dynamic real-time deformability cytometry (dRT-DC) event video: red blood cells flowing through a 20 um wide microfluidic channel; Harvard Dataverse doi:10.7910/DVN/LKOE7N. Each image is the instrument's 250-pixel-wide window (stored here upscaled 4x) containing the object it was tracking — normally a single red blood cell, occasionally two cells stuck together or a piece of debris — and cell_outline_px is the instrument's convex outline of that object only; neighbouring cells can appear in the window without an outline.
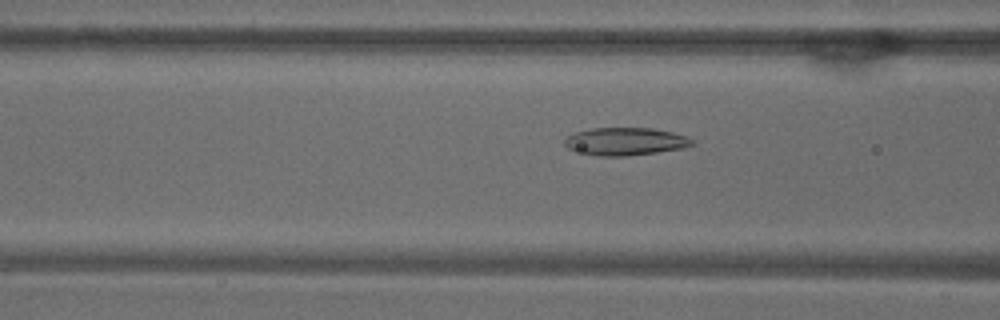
{"species": "common noctule bat (a hibernating species)", "species_latin": "Nyctalus noctula", "temperature_condition": "warm", "stored_images_in_passage": 53, "camera_frame_rate_fps": 3000, "um_per_image_px": 0.085, "animal": {"sex": "male", "body_mass_g": 18.8}, "frame": {"image": 1, "passage_image": 20, "time_ms": 6.333, "image_size_px": [1000, 320], "cell_outline_px": [[696, 144], [680, 148], [656, 152], [624, 156], [596, 156], [568, 148], [564, 144], [564, 140], [568, 136], [576, 132], [592, 128], [652, 128], [672, 132], [696, 140]], "centroid_in_image_um": [53.17, 12.02], "position_along_channel_um": 113.4, "area_um2": 20.4}}
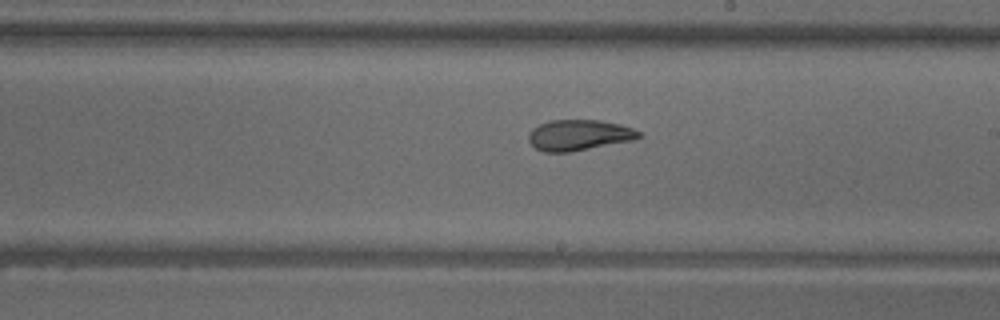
{"frame": {"image": 2, "passage_image": 30, "time_ms": 9.667, "image_size_px": [1000, 320], "cell_outline_px": [[644, 136], [636, 140], [568, 152], [544, 152], [536, 148], [528, 140], [528, 132], [532, 128], [548, 120], [600, 120], [620, 124], [632, 128], [640, 132]], "centroid_in_image_um": [49.23, 11.48], "position_along_channel_um": 239.8, "area_um2": 19.94}}
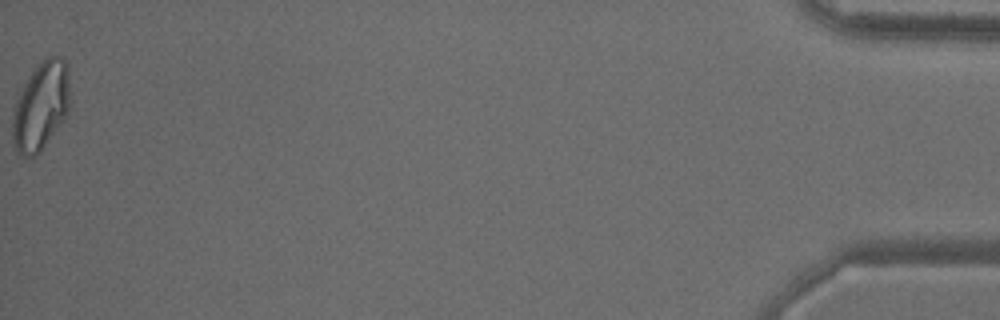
{"frame": {"image": 3, "passage_image": 53, "time_ms": 17.333, "image_size_px": [1000, 320], "cell_outline_px": [[68, 116], [40, 152], [36, 156], [24, 160], [16, 148], [12, 140], [12, 120], [16, 100], [24, 84], [32, 72], [44, 56], [60, 56], [64, 60], [68, 68]], "centroid_in_image_um": [3.47, 9.06], "position_along_channel_um": 431.7, "area_um2": 29.77}, "authors_computed_cell_mechanics": {"area_um2": 22.831, "velocity_mm_per_s": 3.7937, "shape_relaxation_time_tau1_ms": null, "shape_relaxation_time_tau2_ms": 1.9511, "deformation_change_tau1": null, "deformation_change_tau2": 0.0803}}